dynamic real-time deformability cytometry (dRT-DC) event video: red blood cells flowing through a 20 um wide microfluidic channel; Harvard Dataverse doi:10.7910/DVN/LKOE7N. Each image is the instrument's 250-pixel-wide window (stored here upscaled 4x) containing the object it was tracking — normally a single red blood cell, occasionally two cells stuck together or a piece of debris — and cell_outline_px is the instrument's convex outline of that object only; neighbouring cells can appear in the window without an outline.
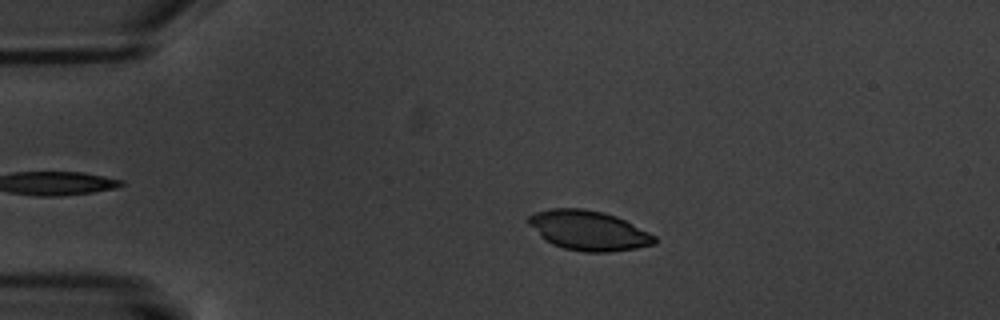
{"species": "common noctule bat (a hibernating species)", "species_latin": "Nyctalus noctula", "temperature_condition": "warm", "stored_images_in_passage": 3, "camera_frame_rate_fps": 3000, "um_per_image_px": 0.085, "animal": {"sex": "male", "body_mass_g": 20.1, "forearm_length_mm": 53.5}, "frame": {"image": 1, "passage_image": 2, "time_ms": 1.333, "image_size_px": [1000, 320], "cell_outline_px": [[656, 244], [636, 248], [608, 252], [584, 252], [564, 248], [552, 244], [540, 236], [528, 224], [528, 216], [536, 212], [552, 208], [584, 208], [604, 212], [616, 216], [656, 236]], "centroid_in_image_um": [50.02, 19.59], "position_along_channel_um": 35.0, "area_um2": 29.07}}